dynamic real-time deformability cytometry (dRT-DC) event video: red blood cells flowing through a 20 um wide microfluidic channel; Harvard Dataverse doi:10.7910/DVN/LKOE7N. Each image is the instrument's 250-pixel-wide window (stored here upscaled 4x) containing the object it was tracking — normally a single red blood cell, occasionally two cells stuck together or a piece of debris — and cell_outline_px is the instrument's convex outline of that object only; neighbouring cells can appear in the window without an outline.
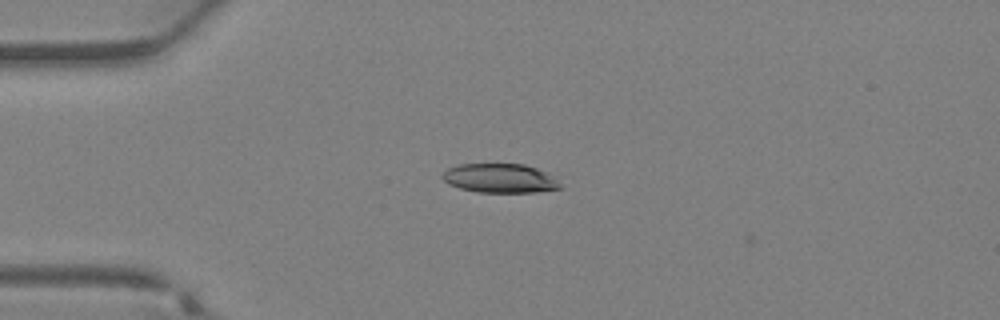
{"species": "Egyptian fruit bat (a non-hibernating species)", "species_latin": "Rousettus aegyptiacus", "temperature_condition": "warm", "stored_images_in_passage": 3, "camera_frame_rate_fps": 3000, "um_per_image_px": 0.085, "animal": {"sex": "female"}, "frame": {"image": 1, "passage_image": 1, "time_ms": 0.0, "image_size_px": [1000, 320], "cell_outline_px": [[564, 188], [536, 192], [476, 192], [460, 188], [448, 184], [440, 176], [448, 168], [456, 164], [524, 164], [536, 168], [552, 176]], "centroid_in_image_um": [42.47, 15.15], "position_along_channel_um": 42.5, "area_um2": 20.0}}